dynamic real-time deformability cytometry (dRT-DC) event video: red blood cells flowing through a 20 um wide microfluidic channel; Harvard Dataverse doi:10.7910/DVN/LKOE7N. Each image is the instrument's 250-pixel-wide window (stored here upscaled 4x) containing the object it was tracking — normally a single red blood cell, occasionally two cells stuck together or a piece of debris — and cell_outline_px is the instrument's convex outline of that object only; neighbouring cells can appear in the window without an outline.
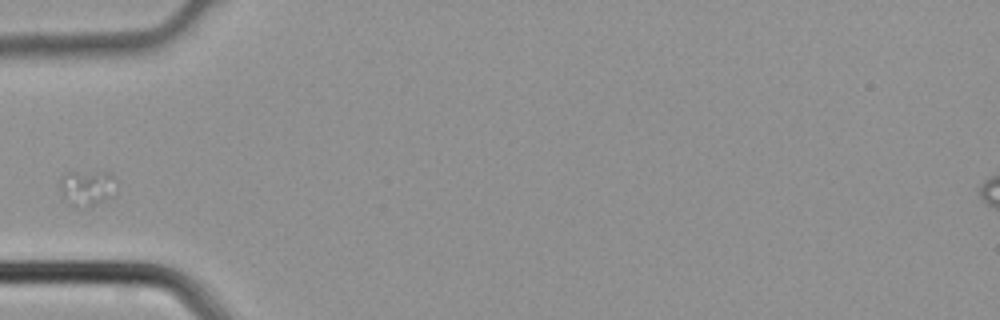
{"species": "common noctule bat (a hibernating species)", "species_latin": "Nyctalus noctula", "temperature_condition": "cold", "stored_images_in_passage": 1, "camera_frame_rate_fps": 3000, "um_per_image_px": 0.085, "animal": {"sex": "male", "body_mass_g": 21.5, "forearm_length_mm": 52.0}, "frame": {"image": 1, "passage_image": 1, "time_ms": 0.0, "image_size_px": [1000, 320], "cell_outline_px": [[116, 196], [84, 208], [68, 204], [64, 200], [60, 188], [60, 176], [64, 172], [108, 172], [112, 176], [116, 184]], "centroid_in_image_um": [7.39, 15.97], "position_along_channel_um": 77.6, "area_um2": 12.02}}